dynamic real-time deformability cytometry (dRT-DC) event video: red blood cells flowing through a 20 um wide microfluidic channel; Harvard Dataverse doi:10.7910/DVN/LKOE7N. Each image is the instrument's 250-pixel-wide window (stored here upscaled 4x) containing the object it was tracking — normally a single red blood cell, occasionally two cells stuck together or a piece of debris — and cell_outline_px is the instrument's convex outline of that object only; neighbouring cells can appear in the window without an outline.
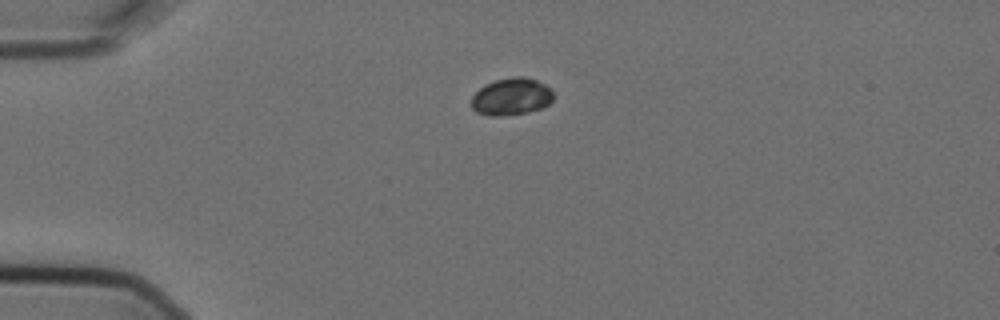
{"species": "Egyptian fruit bat (a non-hibernating species)", "species_latin": "Rousettus aegyptiacus", "temperature_condition": "cold", "stored_images_in_passage": 2, "camera_frame_rate_fps": 3000, "um_per_image_px": 0.085, "animal": {"sex": "female"}, "frame": {"image": 1, "passage_image": 1, "time_ms": 0.0, "image_size_px": [1000, 320], "cell_outline_px": [[556, 96], [548, 104], [540, 108], [528, 112], [500, 116], [488, 116], [476, 112], [472, 108], [472, 96], [484, 84], [496, 80], [512, 76], [520, 76], [536, 80], [552, 88]], "centroid_in_image_um": [43.48, 8.21], "position_along_channel_um": 41.5, "area_um2": 17.92}}